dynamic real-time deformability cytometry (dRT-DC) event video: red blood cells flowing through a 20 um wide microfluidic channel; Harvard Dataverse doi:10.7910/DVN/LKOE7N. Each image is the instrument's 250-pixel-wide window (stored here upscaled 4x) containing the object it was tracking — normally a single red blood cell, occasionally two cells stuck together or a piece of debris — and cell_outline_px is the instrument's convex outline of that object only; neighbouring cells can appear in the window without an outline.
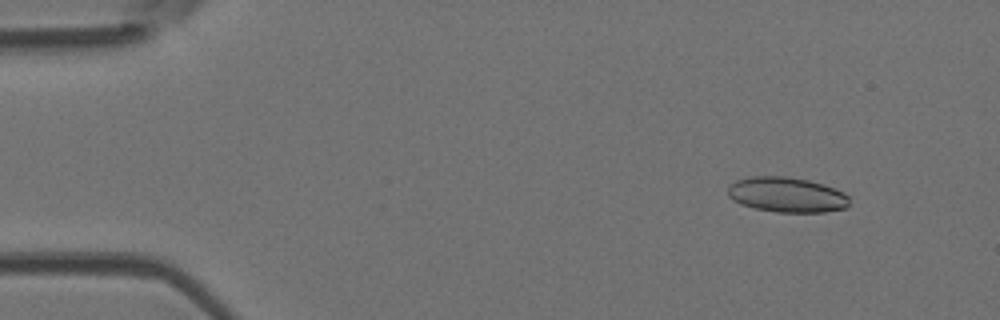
{"species": "Egyptian fruit bat (a non-hibernating species)", "species_latin": "Rousettus aegyptiacus", "temperature_condition": "room temperature", "stored_images_in_passage": 16, "camera_frame_rate_fps": 3000, "um_per_image_px": 0.085, "animal": {"sex": "female"}, "frame": {"image": 1, "passage_image": 4, "time_ms": 1.0, "image_size_px": [1000, 320], "cell_outline_px": [[848, 208], [824, 212], [776, 212], [756, 208], [740, 204], [728, 196], [728, 188], [736, 180], [748, 176], [788, 176], [808, 180], [824, 184], [844, 192], [848, 196]], "centroid_in_image_um": [66.89, 16.55], "position_along_channel_um": 18.1, "area_um2": 24.97}}
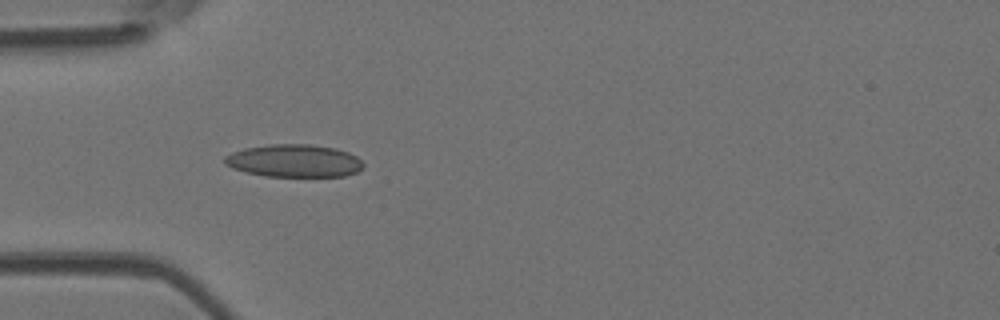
{"frame": {"image": 2, "passage_image": 14, "time_ms": 4.333, "image_size_px": [1000, 320], "cell_outline_px": [[364, 168], [356, 172], [344, 176], [264, 176], [232, 168], [224, 164], [224, 156], [232, 152], [244, 148], [268, 144], [308, 144], [336, 148], [348, 152], [356, 156], [364, 164]], "centroid_in_image_um": [24.99, 13.66], "position_along_channel_um": 60.0, "area_um2": 26.47}}